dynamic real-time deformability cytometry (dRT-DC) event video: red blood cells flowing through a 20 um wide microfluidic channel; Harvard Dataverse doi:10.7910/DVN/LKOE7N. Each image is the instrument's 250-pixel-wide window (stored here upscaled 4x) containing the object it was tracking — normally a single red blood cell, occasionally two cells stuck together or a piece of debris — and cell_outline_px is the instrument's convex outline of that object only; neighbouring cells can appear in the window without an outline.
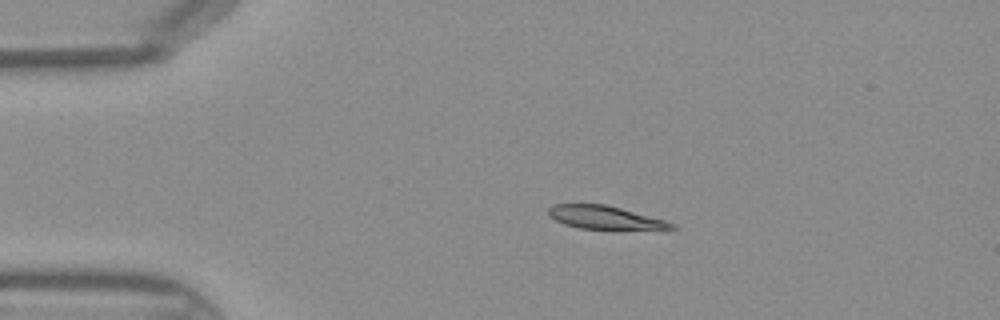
{"species": "Egyptian fruit bat (a non-hibernating species)", "species_latin": "Rousettus aegyptiacus", "temperature_condition": "warm", "stored_images_in_passage": 36, "camera_frame_rate_fps": 3000, "um_per_image_px": 0.085, "frame": {"image": 1, "passage_image": 1, "time_ms": 0.0, "image_size_px": [1000, 320], "cell_outline_px": [[676, 228], [616, 232], [580, 228], [564, 224], [548, 216], [548, 208], [556, 204], [604, 204], [620, 208], [664, 220], [676, 224]], "centroid_in_image_um": [51.46, 18.54], "position_along_channel_um": 33.5, "area_um2": 17.34}}
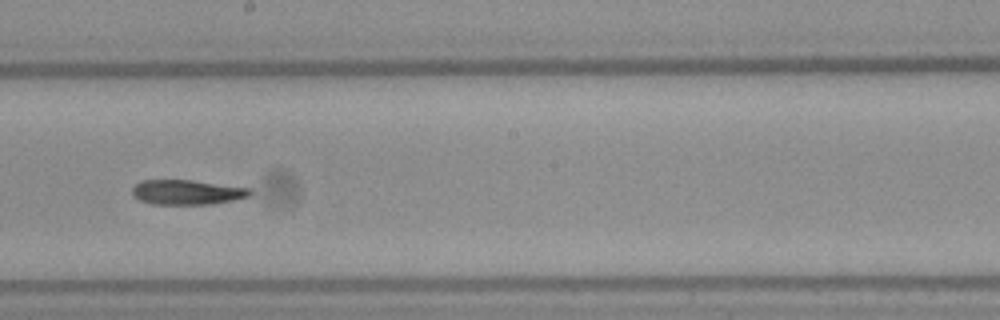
{"frame": {"image": 2, "passage_image": 17, "time_ms": 5.333, "image_size_px": [1000, 320], "cell_outline_px": [[252, 192], [248, 196], [232, 200], [212, 204], [152, 204], [140, 200], [132, 196], [132, 188], [140, 180], [192, 180], [252, 188]], "centroid_in_image_um": [15.88, 16.33], "position_along_channel_um": 232.3, "area_um2": 17.05}}
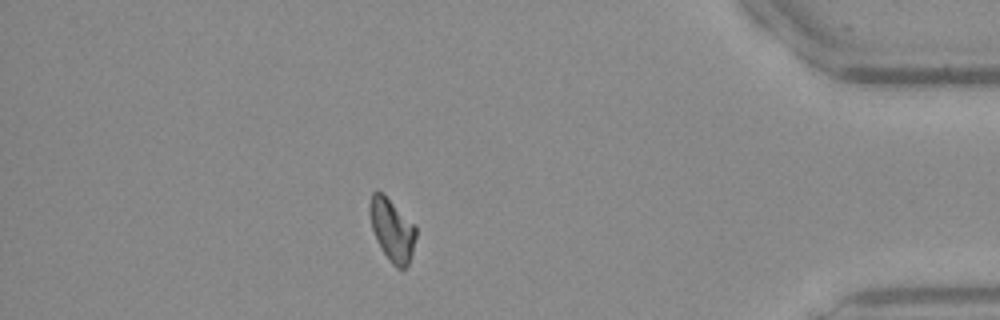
{"frame": {"image": 3, "passage_image": 31, "time_ms": 10.0, "image_size_px": [1000, 320], "cell_outline_px": [[416, 236], [412, 252], [408, 264], [404, 268], [396, 268], [388, 260], [376, 240], [372, 228], [368, 212], [368, 204], [372, 192], [380, 192], [416, 224]], "centroid_in_image_um": [33.31, 19.54], "position_along_channel_um": 401.9, "area_um2": 16.82}}